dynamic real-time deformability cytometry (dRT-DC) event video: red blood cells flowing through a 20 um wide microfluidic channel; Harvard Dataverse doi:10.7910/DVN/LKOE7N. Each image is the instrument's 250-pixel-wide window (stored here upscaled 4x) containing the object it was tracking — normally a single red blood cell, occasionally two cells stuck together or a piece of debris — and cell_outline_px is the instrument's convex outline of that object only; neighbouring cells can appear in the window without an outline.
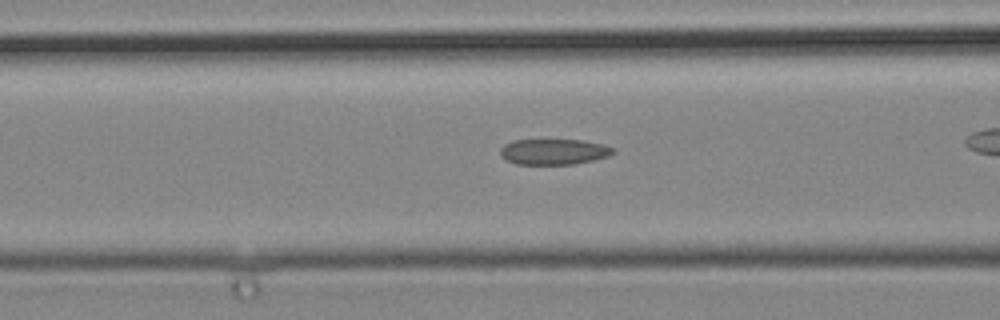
{"species": "common noctule bat (a hibernating species)", "species_latin": "Nyctalus noctula", "temperature_condition": "cold", "stored_images_in_passage": 20, "camera_frame_rate_fps": 3000, "um_per_image_px": 0.085, "animal": {"sex": "male", "body_mass_g": 19.2, "forearm_length_mm": 51.8}, "frame": {"image": 1, "passage_image": 4, "time_ms": 1.0, "image_size_px": [1000, 320], "cell_outline_px": [[616, 152], [608, 156], [592, 160], [572, 164], [516, 164], [500, 156], [500, 148], [504, 144], [512, 140], [584, 140], [604, 144], [616, 148]], "centroid_in_image_um": [47.09, 12.88], "position_along_channel_um": 119.5, "area_um2": 16.99}}
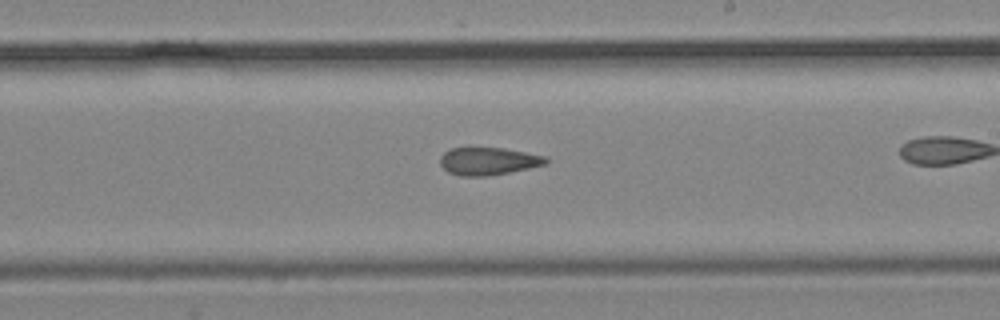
{"frame": {"image": 2, "passage_image": 12, "time_ms": 3.667, "image_size_px": [1000, 320], "cell_outline_px": [[548, 164], [488, 176], [460, 176], [448, 172], [440, 164], [440, 156], [448, 148], [468, 144], [504, 148], [548, 156]], "centroid_in_image_um": [41.46, 13.64], "position_along_channel_um": 247.5, "area_um2": 17.92}}
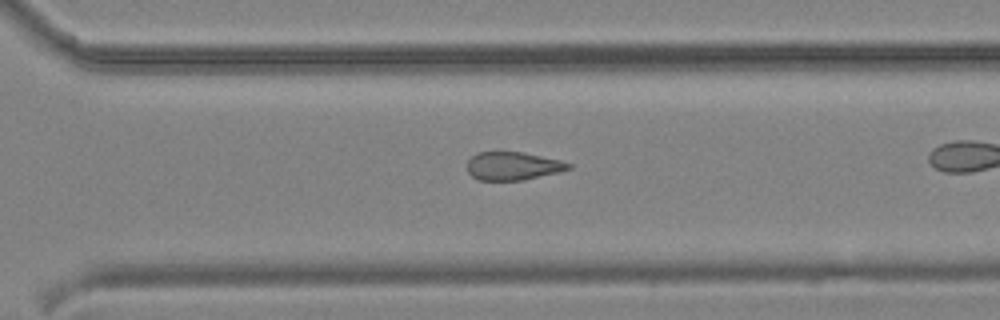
{"frame": {"image": 3, "passage_image": 17, "time_ms": 5.333, "image_size_px": [1000, 320], "cell_outline_px": [[572, 168], [560, 172], [524, 180], [476, 180], [468, 172], [468, 160], [472, 156], [480, 152], [524, 152], [560, 160], [572, 164]], "centroid_in_image_um": [43.62, 14.11], "position_along_channel_um": 327.0, "area_um2": 16.7}}